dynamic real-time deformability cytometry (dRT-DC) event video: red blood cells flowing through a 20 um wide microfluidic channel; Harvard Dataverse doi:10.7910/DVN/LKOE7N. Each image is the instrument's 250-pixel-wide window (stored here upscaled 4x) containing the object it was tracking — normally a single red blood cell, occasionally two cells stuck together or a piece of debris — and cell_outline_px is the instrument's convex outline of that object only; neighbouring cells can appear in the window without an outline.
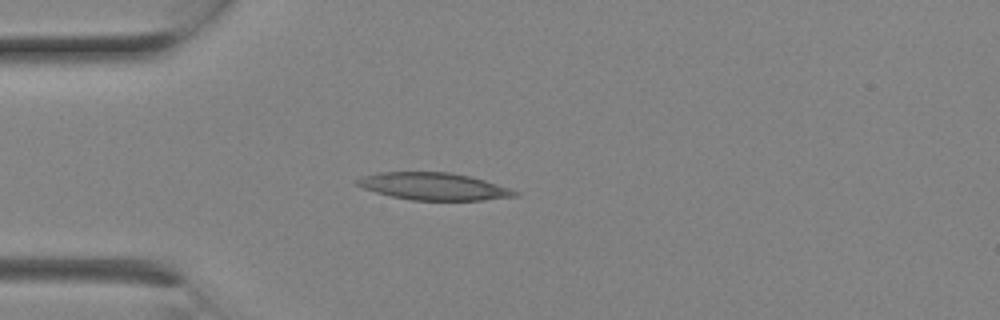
{"species": "Egyptian fruit bat (a non-hibernating species)", "species_latin": "Rousettus aegyptiacus", "temperature_condition": "room temperature", "stored_images_in_passage": 4, "segment_of_instrument_passage": [1, 2], "camera_frame_rate_fps": 3000, "um_per_image_px": 0.085, "animal": {"sex": "female"}, "frame": {"image": 1, "passage_image": 3, "time_ms": 0.667, "image_size_px": [1000, 320], "cell_outline_px": [[520, 196], [484, 200], [412, 200], [392, 196], [376, 192], [364, 188], [356, 184], [356, 180], [364, 176], [380, 172], [448, 172], [472, 176], [520, 192]], "centroid_in_image_um": [36.91, 15.84], "position_along_channel_um": 48.1, "area_um2": 24.91}}